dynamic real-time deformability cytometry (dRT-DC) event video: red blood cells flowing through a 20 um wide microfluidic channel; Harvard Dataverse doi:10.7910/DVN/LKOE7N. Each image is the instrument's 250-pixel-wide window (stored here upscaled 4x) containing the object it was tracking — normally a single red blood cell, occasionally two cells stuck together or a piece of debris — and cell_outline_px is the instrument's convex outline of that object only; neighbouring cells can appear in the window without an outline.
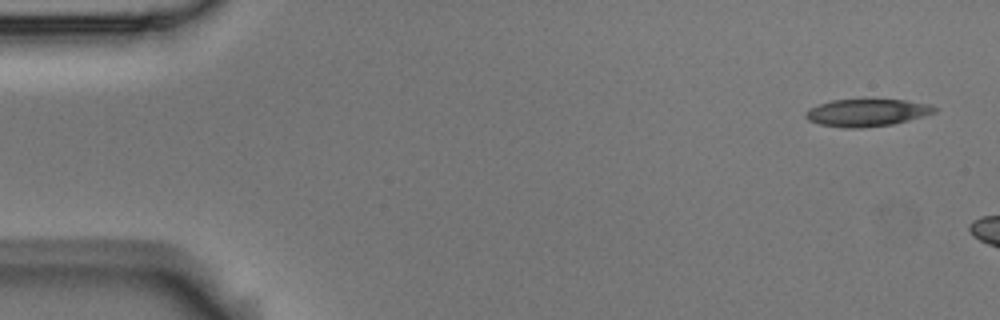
{"species": "Egyptian fruit bat (a non-hibernating species)", "species_latin": "Rousettus aegyptiacus", "temperature_condition": "room temperature", "stored_images_in_passage": 3, "camera_frame_rate_fps": 3000, "um_per_image_px": 0.085, "animal": {"sex": "male"}, "frame": {"image": 1, "passage_image": 1, "time_ms": 0.0, "image_size_px": [1000, 320], "cell_outline_px": [[936, 112], [908, 120], [892, 124], [860, 128], [844, 128], [820, 124], [808, 120], [804, 116], [804, 112], [820, 104], [832, 100], [904, 100], [928, 104], [936, 108]], "centroid_in_image_um": [73.65, 9.58], "position_along_channel_um": 11.3, "area_um2": 20.17}}